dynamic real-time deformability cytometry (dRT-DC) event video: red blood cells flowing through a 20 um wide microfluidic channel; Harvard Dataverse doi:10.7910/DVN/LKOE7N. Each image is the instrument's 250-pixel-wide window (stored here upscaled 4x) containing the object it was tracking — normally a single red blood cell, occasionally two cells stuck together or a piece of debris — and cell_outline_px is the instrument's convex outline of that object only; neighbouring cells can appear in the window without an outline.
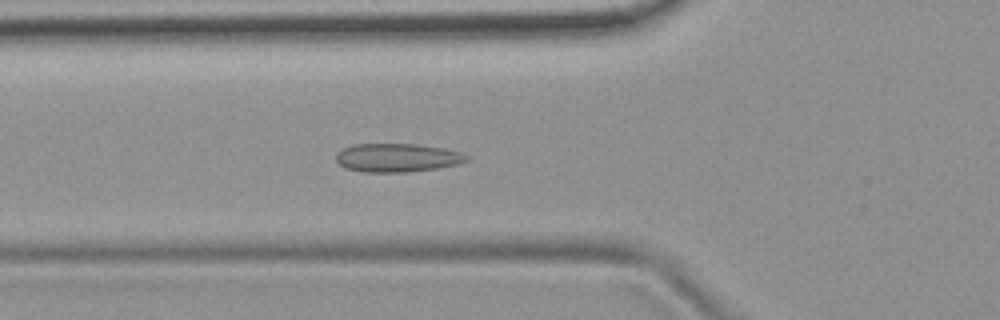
{"species": "common noctule bat (a hibernating species)", "species_latin": "Nyctalus noctula", "temperature_condition": "room temperature", "stored_images_in_passage": 44, "camera_frame_rate_fps": 3000, "um_per_image_px": 0.085, "animal": {"sex": "female", "body_mass_g": 19.9}, "frame": {"image": 1, "passage_image": 11, "time_ms": 3.333, "image_size_px": [1000, 320], "cell_outline_px": [[468, 160], [456, 164], [436, 168], [408, 172], [360, 172], [344, 168], [336, 160], [336, 152], [352, 144], [416, 144], [444, 148], [460, 152], [468, 156]], "centroid_in_image_um": [33.71, 13.4], "position_along_channel_um": 92.1, "area_um2": 21.73}}
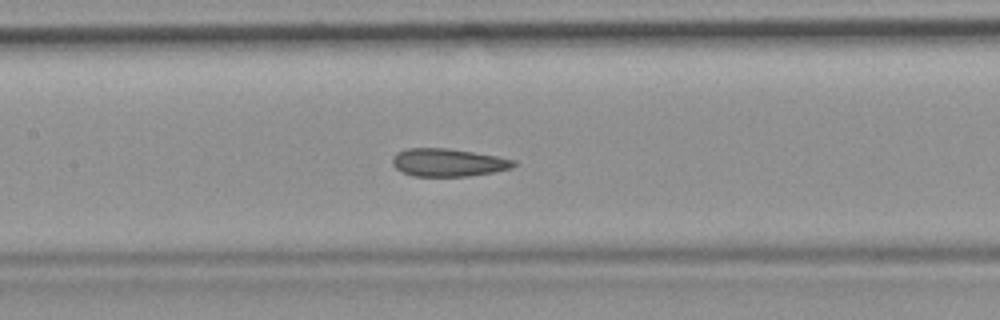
{"frame": {"image": 2, "passage_image": 17, "time_ms": 5.333, "image_size_px": [1000, 320], "cell_outline_px": [[516, 164], [512, 168], [492, 172], [468, 176], [412, 176], [396, 168], [392, 164], [392, 156], [396, 152], [408, 148], [448, 148], [496, 156], [516, 160]], "centroid_in_image_um": [38.07, 13.81], "position_along_channel_um": 169.3, "area_um2": 19.65}}
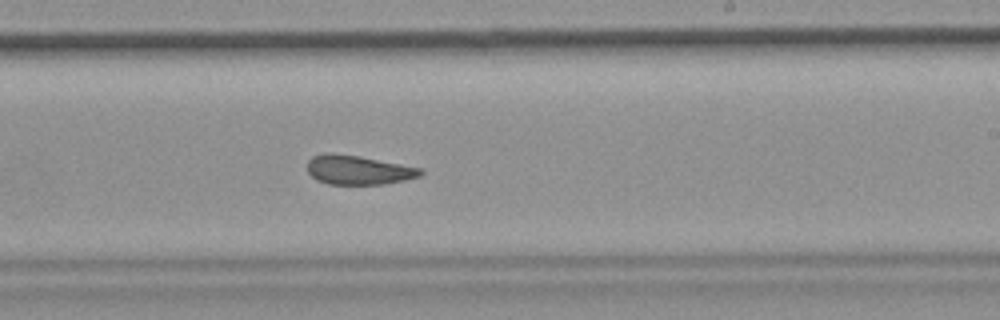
{"frame": {"image": 3, "passage_image": 24, "time_ms": 7.667, "image_size_px": [1000, 320], "cell_outline_px": [[424, 172], [420, 176], [404, 180], [384, 184], [328, 184], [316, 180], [308, 172], [308, 160], [312, 156], [328, 152], [332, 152], [360, 156], [424, 168]], "centroid_in_image_um": [30.47, 14.43], "position_along_channel_um": 258.5, "area_um2": 19.48}, "authors_computed_cell_mechanics": {"area_um2": 20.3167, "velocity_mm_per_s": 3.853, "shape_relaxation_time_tau1_ms": null, "shape_relaxation_time_tau2_ms": 1.9032, "deformation_change_tau1": null, "deformation_change_tau2": 0.0717}}